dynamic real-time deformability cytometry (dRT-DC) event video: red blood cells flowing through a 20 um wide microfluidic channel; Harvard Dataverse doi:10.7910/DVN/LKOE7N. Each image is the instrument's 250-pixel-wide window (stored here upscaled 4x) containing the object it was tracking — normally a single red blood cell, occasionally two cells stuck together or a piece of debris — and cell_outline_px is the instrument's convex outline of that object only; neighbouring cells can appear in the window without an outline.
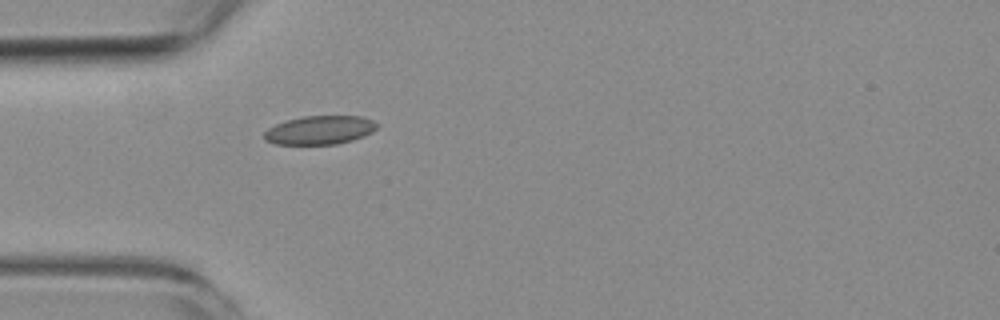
{"species": "common noctule bat (a hibernating species)", "species_latin": "Nyctalus noctula", "temperature_condition": "room temperature", "stored_images_in_passage": 1, "camera_frame_rate_fps": 3000, "um_per_image_px": 0.085, "animal": {"sex": "female", "body_mass_g": 19.3, "forearm_length_mm": 54.1}, "frame": {"image": 1, "passage_image": 1, "time_ms": 0.0, "image_size_px": [1000, 320], "cell_outline_px": [[380, 124], [372, 132], [364, 136], [352, 140], [336, 144], [276, 144], [264, 140], [264, 132], [268, 128], [276, 124], [288, 120], [304, 116], [360, 116], [372, 120]], "centroid_in_image_um": [27.19, 11.06], "position_along_channel_um": 57.8, "area_um2": 18.79}}